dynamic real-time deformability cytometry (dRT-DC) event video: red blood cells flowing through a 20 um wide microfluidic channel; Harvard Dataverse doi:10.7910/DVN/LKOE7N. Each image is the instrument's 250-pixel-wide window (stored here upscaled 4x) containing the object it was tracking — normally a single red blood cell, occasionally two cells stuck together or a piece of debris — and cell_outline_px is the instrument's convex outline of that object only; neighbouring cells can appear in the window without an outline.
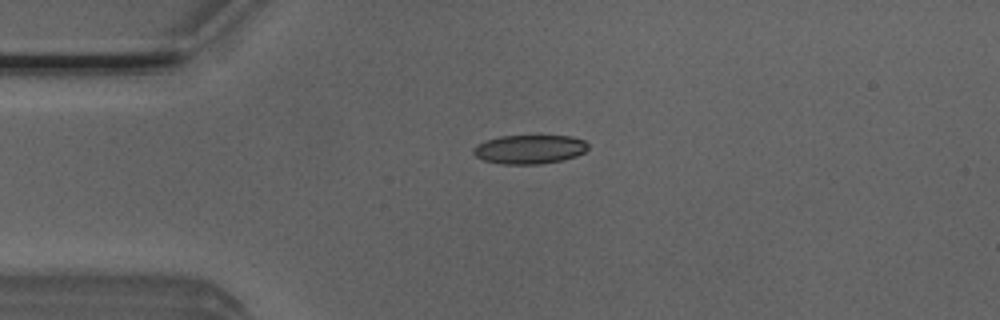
{"species": "Egyptian fruit bat (a non-hibernating species)", "species_latin": "Rousettus aegyptiacus", "temperature_condition": "room temperature", "stored_images_in_passage": 2, "camera_frame_rate_fps": 3000, "um_per_image_px": 0.085, "animal": {"sex": "male"}, "frame": {"image": 1, "passage_image": 1, "time_ms": 0.0, "image_size_px": [1000, 320], "cell_outline_px": [[588, 148], [584, 152], [576, 156], [560, 160], [540, 164], [500, 164], [484, 160], [476, 156], [472, 152], [472, 148], [476, 144], [500, 136], [572, 136], [584, 140], [588, 144]], "centroid_in_image_um": [44.99, 12.69], "position_along_channel_um": 40.0, "area_um2": 19.31}}